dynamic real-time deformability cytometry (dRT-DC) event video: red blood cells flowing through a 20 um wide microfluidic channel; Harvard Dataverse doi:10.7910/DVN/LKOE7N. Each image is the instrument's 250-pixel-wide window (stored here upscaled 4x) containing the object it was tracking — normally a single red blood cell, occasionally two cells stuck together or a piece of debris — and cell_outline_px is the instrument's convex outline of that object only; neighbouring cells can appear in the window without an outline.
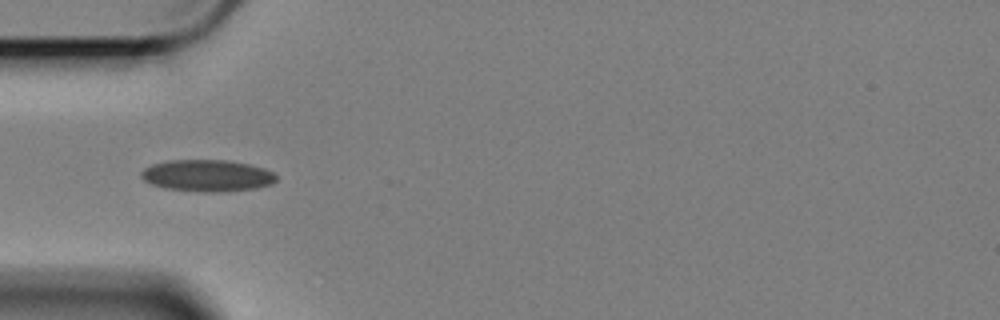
{"species": "Egyptian fruit bat (a non-hibernating species)", "species_latin": "Rousettus aegyptiacus", "temperature_condition": "cold", "stored_images_in_passage": 41, "camera_frame_rate_fps": 3000, "um_per_image_px": 0.085, "animal": {"sex": "female"}, "frame": {"image": 1, "passage_image": 1, "time_ms": 0.0, "image_size_px": [1000, 320], "cell_outline_px": [[276, 180], [272, 184], [256, 188], [224, 192], [196, 192], [164, 188], [152, 184], [144, 180], [140, 176], [140, 172], [144, 168], [152, 164], [168, 160], [228, 160], [248, 164], [264, 168], [272, 172], [276, 176]], "centroid_in_image_um": [17.59, 14.93], "position_along_channel_um": 67.4, "area_um2": 25.2}}
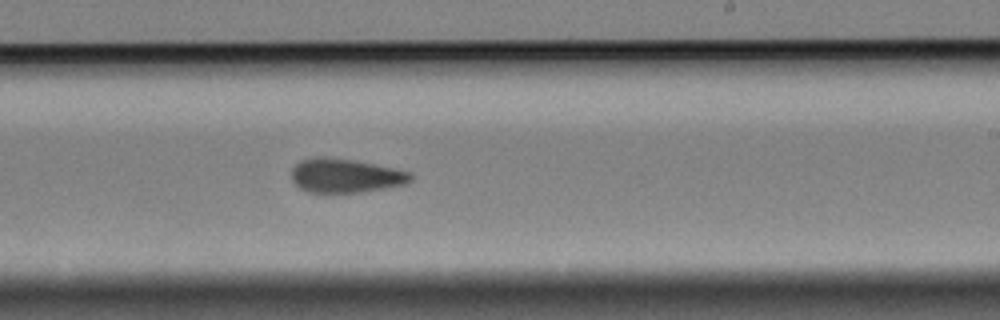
{"frame": {"image": 2, "passage_image": 18, "time_ms": 5.667, "image_size_px": [1000, 320], "cell_outline_px": [[412, 180], [408, 184], [360, 192], [308, 192], [300, 188], [292, 180], [292, 168], [300, 160], [320, 156], [324, 156], [352, 160], [396, 168], [412, 172]], "centroid_in_image_um": [29.39, 14.92], "position_along_channel_um": 259.6, "area_um2": 23.64}}
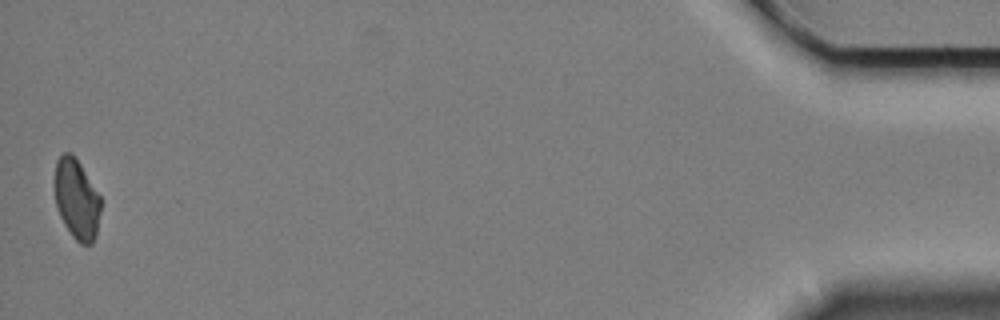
{"frame": {"image": 3, "passage_image": 41, "time_ms": 13.333, "image_size_px": [1000, 320], "cell_outline_px": [[100, 212], [96, 236], [92, 244], [80, 244], [72, 236], [64, 224], [60, 216], [56, 204], [52, 184], [56, 160], [64, 152], [72, 152], [80, 164], [100, 196]], "centroid_in_image_um": [6.47, 16.91], "position_along_channel_um": 428.7, "area_um2": 21.85}, "authors_computed_cell_mechanics": {"area_um2": 23.7558, "velocity_mm_per_s": 3.3876, "shape_relaxation_time_tau1_ms": null, "shape_relaxation_time_tau2_ms": 2.9796, "deformation_change_tau1": null, "deformation_change_tau2": 0.0965}}